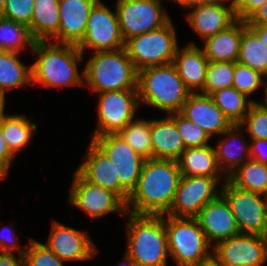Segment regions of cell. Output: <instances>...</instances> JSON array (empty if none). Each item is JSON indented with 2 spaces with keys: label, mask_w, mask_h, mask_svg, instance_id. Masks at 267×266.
<instances>
[{
  "label": "cell",
  "mask_w": 267,
  "mask_h": 266,
  "mask_svg": "<svg viewBox=\"0 0 267 266\" xmlns=\"http://www.w3.org/2000/svg\"><path fill=\"white\" fill-rule=\"evenodd\" d=\"M177 162L183 176H223L218 166L215 149L211 145L186 148Z\"/></svg>",
  "instance_id": "cell-26"
},
{
  "label": "cell",
  "mask_w": 267,
  "mask_h": 266,
  "mask_svg": "<svg viewBox=\"0 0 267 266\" xmlns=\"http://www.w3.org/2000/svg\"><path fill=\"white\" fill-rule=\"evenodd\" d=\"M241 128L239 124L231 125L221 134V136L224 135L225 137L214 148L218 166L224 177H228L240 165L251 159L249 144L242 135L243 133H239ZM236 141L241 143L236 144Z\"/></svg>",
  "instance_id": "cell-24"
},
{
  "label": "cell",
  "mask_w": 267,
  "mask_h": 266,
  "mask_svg": "<svg viewBox=\"0 0 267 266\" xmlns=\"http://www.w3.org/2000/svg\"><path fill=\"white\" fill-rule=\"evenodd\" d=\"M235 62H209L202 94L233 87Z\"/></svg>",
  "instance_id": "cell-35"
},
{
  "label": "cell",
  "mask_w": 267,
  "mask_h": 266,
  "mask_svg": "<svg viewBox=\"0 0 267 266\" xmlns=\"http://www.w3.org/2000/svg\"><path fill=\"white\" fill-rule=\"evenodd\" d=\"M5 101V93L0 92V122L5 116L9 114L4 111Z\"/></svg>",
  "instance_id": "cell-49"
},
{
  "label": "cell",
  "mask_w": 267,
  "mask_h": 266,
  "mask_svg": "<svg viewBox=\"0 0 267 266\" xmlns=\"http://www.w3.org/2000/svg\"><path fill=\"white\" fill-rule=\"evenodd\" d=\"M152 159L178 160L186 149L175 120L168 114L151 120Z\"/></svg>",
  "instance_id": "cell-23"
},
{
  "label": "cell",
  "mask_w": 267,
  "mask_h": 266,
  "mask_svg": "<svg viewBox=\"0 0 267 266\" xmlns=\"http://www.w3.org/2000/svg\"><path fill=\"white\" fill-rule=\"evenodd\" d=\"M59 0H35L33 16L28 26L34 41H49L59 32Z\"/></svg>",
  "instance_id": "cell-27"
},
{
  "label": "cell",
  "mask_w": 267,
  "mask_h": 266,
  "mask_svg": "<svg viewBox=\"0 0 267 266\" xmlns=\"http://www.w3.org/2000/svg\"><path fill=\"white\" fill-rule=\"evenodd\" d=\"M267 139H254L249 144L251 159L267 165Z\"/></svg>",
  "instance_id": "cell-42"
},
{
  "label": "cell",
  "mask_w": 267,
  "mask_h": 266,
  "mask_svg": "<svg viewBox=\"0 0 267 266\" xmlns=\"http://www.w3.org/2000/svg\"><path fill=\"white\" fill-rule=\"evenodd\" d=\"M227 180L235 187L267 196V165L249 159L240 165Z\"/></svg>",
  "instance_id": "cell-30"
},
{
  "label": "cell",
  "mask_w": 267,
  "mask_h": 266,
  "mask_svg": "<svg viewBox=\"0 0 267 266\" xmlns=\"http://www.w3.org/2000/svg\"><path fill=\"white\" fill-rule=\"evenodd\" d=\"M86 180L117 194L127 203L130 193L116 180L115 163L92 141L88 145L83 163L76 169Z\"/></svg>",
  "instance_id": "cell-19"
},
{
  "label": "cell",
  "mask_w": 267,
  "mask_h": 266,
  "mask_svg": "<svg viewBox=\"0 0 267 266\" xmlns=\"http://www.w3.org/2000/svg\"><path fill=\"white\" fill-rule=\"evenodd\" d=\"M180 113L201 127L210 138L221 136L232 125L211 96L200 92L189 94Z\"/></svg>",
  "instance_id": "cell-20"
},
{
  "label": "cell",
  "mask_w": 267,
  "mask_h": 266,
  "mask_svg": "<svg viewBox=\"0 0 267 266\" xmlns=\"http://www.w3.org/2000/svg\"><path fill=\"white\" fill-rule=\"evenodd\" d=\"M118 135L145 159H152L151 120L134 119Z\"/></svg>",
  "instance_id": "cell-33"
},
{
  "label": "cell",
  "mask_w": 267,
  "mask_h": 266,
  "mask_svg": "<svg viewBox=\"0 0 267 266\" xmlns=\"http://www.w3.org/2000/svg\"><path fill=\"white\" fill-rule=\"evenodd\" d=\"M169 115L175 120L186 148L209 145L208 142L211 138L201 127L193 124L192 121L185 118L180 112Z\"/></svg>",
  "instance_id": "cell-37"
},
{
  "label": "cell",
  "mask_w": 267,
  "mask_h": 266,
  "mask_svg": "<svg viewBox=\"0 0 267 266\" xmlns=\"http://www.w3.org/2000/svg\"><path fill=\"white\" fill-rule=\"evenodd\" d=\"M178 47L172 20L157 30L131 37L124 45L128 57L138 71L149 66L173 63Z\"/></svg>",
  "instance_id": "cell-7"
},
{
  "label": "cell",
  "mask_w": 267,
  "mask_h": 266,
  "mask_svg": "<svg viewBox=\"0 0 267 266\" xmlns=\"http://www.w3.org/2000/svg\"><path fill=\"white\" fill-rule=\"evenodd\" d=\"M178 5H180L182 8L187 9V7L193 5L194 3L200 1V0H172Z\"/></svg>",
  "instance_id": "cell-51"
},
{
  "label": "cell",
  "mask_w": 267,
  "mask_h": 266,
  "mask_svg": "<svg viewBox=\"0 0 267 266\" xmlns=\"http://www.w3.org/2000/svg\"><path fill=\"white\" fill-rule=\"evenodd\" d=\"M161 0H117L116 12L124 41L157 30L171 19Z\"/></svg>",
  "instance_id": "cell-9"
},
{
  "label": "cell",
  "mask_w": 267,
  "mask_h": 266,
  "mask_svg": "<svg viewBox=\"0 0 267 266\" xmlns=\"http://www.w3.org/2000/svg\"><path fill=\"white\" fill-rule=\"evenodd\" d=\"M92 242L87 232H82L54 220L49 238L44 245L65 262L93 258L98 253V249Z\"/></svg>",
  "instance_id": "cell-16"
},
{
  "label": "cell",
  "mask_w": 267,
  "mask_h": 266,
  "mask_svg": "<svg viewBox=\"0 0 267 266\" xmlns=\"http://www.w3.org/2000/svg\"><path fill=\"white\" fill-rule=\"evenodd\" d=\"M221 194L230 205L240 233L262 236L267 220V196L241 190L227 177L221 185Z\"/></svg>",
  "instance_id": "cell-8"
},
{
  "label": "cell",
  "mask_w": 267,
  "mask_h": 266,
  "mask_svg": "<svg viewBox=\"0 0 267 266\" xmlns=\"http://www.w3.org/2000/svg\"><path fill=\"white\" fill-rule=\"evenodd\" d=\"M259 37L262 43L267 47V24L266 25H247Z\"/></svg>",
  "instance_id": "cell-47"
},
{
  "label": "cell",
  "mask_w": 267,
  "mask_h": 266,
  "mask_svg": "<svg viewBox=\"0 0 267 266\" xmlns=\"http://www.w3.org/2000/svg\"><path fill=\"white\" fill-rule=\"evenodd\" d=\"M265 77L254 69L235 62L233 87L244 93L248 98L261 86L267 85Z\"/></svg>",
  "instance_id": "cell-36"
},
{
  "label": "cell",
  "mask_w": 267,
  "mask_h": 266,
  "mask_svg": "<svg viewBox=\"0 0 267 266\" xmlns=\"http://www.w3.org/2000/svg\"><path fill=\"white\" fill-rule=\"evenodd\" d=\"M98 0H59V32L54 42L77 45L84 37L92 7Z\"/></svg>",
  "instance_id": "cell-21"
},
{
  "label": "cell",
  "mask_w": 267,
  "mask_h": 266,
  "mask_svg": "<svg viewBox=\"0 0 267 266\" xmlns=\"http://www.w3.org/2000/svg\"><path fill=\"white\" fill-rule=\"evenodd\" d=\"M126 254L139 266H167L168 242L164 215L127 212Z\"/></svg>",
  "instance_id": "cell-3"
},
{
  "label": "cell",
  "mask_w": 267,
  "mask_h": 266,
  "mask_svg": "<svg viewBox=\"0 0 267 266\" xmlns=\"http://www.w3.org/2000/svg\"><path fill=\"white\" fill-rule=\"evenodd\" d=\"M6 0H0V14L2 13L4 7H5Z\"/></svg>",
  "instance_id": "cell-56"
},
{
  "label": "cell",
  "mask_w": 267,
  "mask_h": 266,
  "mask_svg": "<svg viewBox=\"0 0 267 266\" xmlns=\"http://www.w3.org/2000/svg\"><path fill=\"white\" fill-rule=\"evenodd\" d=\"M249 133L250 139H267V112L254 101L239 124ZM247 125V126H246Z\"/></svg>",
  "instance_id": "cell-39"
},
{
  "label": "cell",
  "mask_w": 267,
  "mask_h": 266,
  "mask_svg": "<svg viewBox=\"0 0 267 266\" xmlns=\"http://www.w3.org/2000/svg\"><path fill=\"white\" fill-rule=\"evenodd\" d=\"M187 8L190 9L186 16L190 27L203 40L227 29L237 20L230 5L217 1L200 0Z\"/></svg>",
  "instance_id": "cell-17"
},
{
  "label": "cell",
  "mask_w": 267,
  "mask_h": 266,
  "mask_svg": "<svg viewBox=\"0 0 267 266\" xmlns=\"http://www.w3.org/2000/svg\"><path fill=\"white\" fill-rule=\"evenodd\" d=\"M265 3L267 0H251V14Z\"/></svg>",
  "instance_id": "cell-52"
},
{
  "label": "cell",
  "mask_w": 267,
  "mask_h": 266,
  "mask_svg": "<svg viewBox=\"0 0 267 266\" xmlns=\"http://www.w3.org/2000/svg\"><path fill=\"white\" fill-rule=\"evenodd\" d=\"M190 93L173 63L149 66L138 71L139 103L167 114L178 113Z\"/></svg>",
  "instance_id": "cell-4"
},
{
  "label": "cell",
  "mask_w": 267,
  "mask_h": 266,
  "mask_svg": "<svg viewBox=\"0 0 267 266\" xmlns=\"http://www.w3.org/2000/svg\"><path fill=\"white\" fill-rule=\"evenodd\" d=\"M0 266H25L24 256L12 252H0Z\"/></svg>",
  "instance_id": "cell-45"
},
{
  "label": "cell",
  "mask_w": 267,
  "mask_h": 266,
  "mask_svg": "<svg viewBox=\"0 0 267 266\" xmlns=\"http://www.w3.org/2000/svg\"><path fill=\"white\" fill-rule=\"evenodd\" d=\"M235 15L238 20L245 21L251 15V0H236Z\"/></svg>",
  "instance_id": "cell-46"
},
{
  "label": "cell",
  "mask_w": 267,
  "mask_h": 266,
  "mask_svg": "<svg viewBox=\"0 0 267 266\" xmlns=\"http://www.w3.org/2000/svg\"><path fill=\"white\" fill-rule=\"evenodd\" d=\"M7 227L4 228V230H0V252H12L14 253V251L17 250L18 254L23 255L26 247H22L21 245H19L18 240L19 236L15 233V231H13L12 233H10V235L8 236L6 232V230L9 232L10 228L6 229ZM11 231V230H10Z\"/></svg>",
  "instance_id": "cell-41"
},
{
  "label": "cell",
  "mask_w": 267,
  "mask_h": 266,
  "mask_svg": "<svg viewBox=\"0 0 267 266\" xmlns=\"http://www.w3.org/2000/svg\"><path fill=\"white\" fill-rule=\"evenodd\" d=\"M210 96L232 125L243 121L254 102L234 87L218 90Z\"/></svg>",
  "instance_id": "cell-32"
},
{
  "label": "cell",
  "mask_w": 267,
  "mask_h": 266,
  "mask_svg": "<svg viewBox=\"0 0 267 266\" xmlns=\"http://www.w3.org/2000/svg\"><path fill=\"white\" fill-rule=\"evenodd\" d=\"M217 1L219 3L226 4L227 0H212ZM229 1V0H228ZM232 2L229 4L234 10H236V0H231Z\"/></svg>",
  "instance_id": "cell-54"
},
{
  "label": "cell",
  "mask_w": 267,
  "mask_h": 266,
  "mask_svg": "<svg viewBox=\"0 0 267 266\" xmlns=\"http://www.w3.org/2000/svg\"><path fill=\"white\" fill-rule=\"evenodd\" d=\"M98 123L92 137L118 134L133 121L139 108L138 90H116L98 93Z\"/></svg>",
  "instance_id": "cell-10"
},
{
  "label": "cell",
  "mask_w": 267,
  "mask_h": 266,
  "mask_svg": "<svg viewBox=\"0 0 267 266\" xmlns=\"http://www.w3.org/2000/svg\"><path fill=\"white\" fill-rule=\"evenodd\" d=\"M237 62L267 78V47L245 21Z\"/></svg>",
  "instance_id": "cell-31"
},
{
  "label": "cell",
  "mask_w": 267,
  "mask_h": 266,
  "mask_svg": "<svg viewBox=\"0 0 267 266\" xmlns=\"http://www.w3.org/2000/svg\"><path fill=\"white\" fill-rule=\"evenodd\" d=\"M7 175L0 169V180L5 179Z\"/></svg>",
  "instance_id": "cell-57"
},
{
  "label": "cell",
  "mask_w": 267,
  "mask_h": 266,
  "mask_svg": "<svg viewBox=\"0 0 267 266\" xmlns=\"http://www.w3.org/2000/svg\"><path fill=\"white\" fill-rule=\"evenodd\" d=\"M19 52L0 50V92L32 85L31 66L19 60Z\"/></svg>",
  "instance_id": "cell-28"
},
{
  "label": "cell",
  "mask_w": 267,
  "mask_h": 266,
  "mask_svg": "<svg viewBox=\"0 0 267 266\" xmlns=\"http://www.w3.org/2000/svg\"><path fill=\"white\" fill-rule=\"evenodd\" d=\"M69 202L70 205L85 211L93 221L111 212L127 214L126 203L117 194L89 182L76 169Z\"/></svg>",
  "instance_id": "cell-13"
},
{
  "label": "cell",
  "mask_w": 267,
  "mask_h": 266,
  "mask_svg": "<svg viewBox=\"0 0 267 266\" xmlns=\"http://www.w3.org/2000/svg\"><path fill=\"white\" fill-rule=\"evenodd\" d=\"M180 178L176 160L145 159L137 186L126 203L127 212L166 215L170 211Z\"/></svg>",
  "instance_id": "cell-1"
},
{
  "label": "cell",
  "mask_w": 267,
  "mask_h": 266,
  "mask_svg": "<svg viewBox=\"0 0 267 266\" xmlns=\"http://www.w3.org/2000/svg\"><path fill=\"white\" fill-rule=\"evenodd\" d=\"M117 12L98 0L92 7L83 39L77 44L84 54L85 49L98 52L124 48Z\"/></svg>",
  "instance_id": "cell-12"
},
{
  "label": "cell",
  "mask_w": 267,
  "mask_h": 266,
  "mask_svg": "<svg viewBox=\"0 0 267 266\" xmlns=\"http://www.w3.org/2000/svg\"><path fill=\"white\" fill-rule=\"evenodd\" d=\"M219 179L220 177L181 175L167 215L176 218H196L208 202L221 194V187L217 188Z\"/></svg>",
  "instance_id": "cell-11"
},
{
  "label": "cell",
  "mask_w": 267,
  "mask_h": 266,
  "mask_svg": "<svg viewBox=\"0 0 267 266\" xmlns=\"http://www.w3.org/2000/svg\"><path fill=\"white\" fill-rule=\"evenodd\" d=\"M139 266L133 259H131L126 253L122 262L118 263V266Z\"/></svg>",
  "instance_id": "cell-50"
},
{
  "label": "cell",
  "mask_w": 267,
  "mask_h": 266,
  "mask_svg": "<svg viewBox=\"0 0 267 266\" xmlns=\"http://www.w3.org/2000/svg\"><path fill=\"white\" fill-rule=\"evenodd\" d=\"M84 67V86L92 92L138 90V70L125 48L95 52Z\"/></svg>",
  "instance_id": "cell-5"
},
{
  "label": "cell",
  "mask_w": 267,
  "mask_h": 266,
  "mask_svg": "<svg viewBox=\"0 0 267 266\" xmlns=\"http://www.w3.org/2000/svg\"><path fill=\"white\" fill-rule=\"evenodd\" d=\"M173 64L191 93L203 90L209 61L202 48L193 42L182 49L178 47Z\"/></svg>",
  "instance_id": "cell-22"
},
{
  "label": "cell",
  "mask_w": 267,
  "mask_h": 266,
  "mask_svg": "<svg viewBox=\"0 0 267 266\" xmlns=\"http://www.w3.org/2000/svg\"><path fill=\"white\" fill-rule=\"evenodd\" d=\"M262 237H263V239H264V241H265V243L267 245V220H266V226H265V230H264V232L262 234Z\"/></svg>",
  "instance_id": "cell-55"
},
{
  "label": "cell",
  "mask_w": 267,
  "mask_h": 266,
  "mask_svg": "<svg viewBox=\"0 0 267 266\" xmlns=\"http://www.w3.org/2000/svg\"><path fill=\"white\" fill-rule=\"evenodd\" d=\"M192 266H223L220 261L212 254L208 258L199 261L197 264Z\"/></svg>",
  "instance_id": "cell-48"
},
{
  "label": "cell",
  "mask_w": 267,
  "mask_h": 266,
  "mask_svg": "<svg viewBox=\"0 0 267 266\" xmlns=\"http://www.w3.org/2000/svg\"><path fill=\"white\" fill-rule=\"evenodd\" d=\"M91 141L115 163L116 180L131 194L136 188L145 158L118 134L92 137Z\"/></svg>",
  "instance_id": "cell-14"
},
{
  "label": "cell",
  "mask_w": 267,
  "mask_h": 266,
  "mask_svg": "<svg viewBox=\"0 0 267 266\" xmlns=\"http://www.w3.org/2000/svg\"><path fill=\"white\" fill-rule=\"evenodd\" d=\"M34 4L35 0H6L0 16L28 27L33 16Z\"/></svg>",
  "instance_id": "cell-40"
},
{
  "label": "cell",
  "mask_w": 267,
  "mask_h": 266,
  "mask_svg": "<svg viewBox=\"0 0 267 266\" xmlns=\"http://www.w3.org/2000/svg\"><path fill=\"white\" fill-rule=\"evenodd\" d=\"M264 87H265L264 101L262 103L257 102V104L267 112V85H265Z\"/></svg>",
  "instance_id": "cell-53"
},
{
  "label": "cell",
  "mask_w": 267,
  "mask_h": 266,
  "mask_svg": "<svg viewBox=\"0 0 267 266\" xmlns=\"http://www.w3.org/2000/svg\"><path fill=\"white\" fill-rule=\"evenodd\" d=\"M14 154L10 151L6 141L3 138L0 127V169L8 175L9 168L14 159Z\"/></svg>",
  "instance_id": "cell-43"
},
{
  "label": "cell",
  "mask_w": 267,
  "mask_h": 266,
  "mask_svg": "<svg viewBox=\"0 0 267 266\" xmlns=\"http://www.w3.org/2000/svg\"><path fill=\"white\" fill-rule=\"evenodd\" d=\"M196 219L210 244L215 241L216 245L240 233L230 205L222 194L208 202Z\"/></svg>",
  "instance_id": "cell-18"
},
{
  "label": "cell",
  "mask_w": 267,
  "mask_h": 266,
  "mask_svg": "<svg viewBox=\"0 0 267 266\" xmlns=\"http://www.w3.org/2000/svg\"><path fill=\"white\" fill-rule=\"evenodd\" d=\"M213 255L223 266H263L267 245L262 236L239 233L212 247Z\"/></svg>",
  "instance_id": "cell-15"
},
{
  "label": "cell",
  "mask_w": 267,
  "mask_h": 266,
  "mask_svg": "<svg viewBox=\"0 0 267 266\" xmlns=\"http://www.w3.org/2000/svg\"><path fill=\"white\" fill-rule=\"evenodd\" d=\"M244 21L236 20L227 29L204 39L205 56L209 62H237Z\"/></svg>",
  "instance_id": "cell-25"
},
{
  "label": "cell",
  "mask_w": 267,
  "mask_h": 266,
  "mask_svg": "<svg viewBox=\"0 0 267 266\" xmlns=\"http://www.w3.org/2000/svg\"><path fill=\"white\" fill-rule=\"evenodd\" d=\"M25 266H64L63 262L54 252L49 250L42 242L30 239L23 254Z\"/></svg>",
  "instance_id": "cell-38"
},
{
  "label": "cell",
  "mask_w": 267,
  "mask_h": 266,
  "mask_svg": "<svg viewBox=\"0 0 267 266\" xmlns=\"http://www.w3.org/2000/svg\"><path fill=\"white\" fill-rule=\"evenodd\" d=\"M50 41H34L32 51L36 61L31 65L32 85L49 87L84 86V74L77 63L84 54L77 45Z\"/></svg>",
  "instance_id": "cell-2"
},
{
  "label": "cell",
  "mask_w": 267,
  "mask_h": 266,
  "mask_svg": "<svg viewBox=\"0 0 267 266\" xmlns=\"http://www.w3.org/2000/svg\"><path fill=\"white\" fill-rule=\"evenodd\" d=\"M246 25L267 24V3L255 10L246 20Z\"/></svg>",
  "instance_id": "cell-44"
},
{
  "label": "cell",
  "mask_w": 267,
  "mask_h": 266,
  "mask_svg": "<svg viewBox=\"0 0 267 266\" xmlns=\"http://www.w3.org/2000/svg\"><path fill=\"white\" fill-rule=\"evenodd\" d=\"M33 43L26 25L0 16V50L21 53L26 45L32 49Z\"/></svg>",
  "instance_id": "cell-34"
},
{
  "label": "cell",
  "mask_w": 267,
  "mask_h": 266,
  "mask_svg": "<svg viewBox=\"0 0 267 266\" xmlns=\"http://www.w3.org/2000/svg\"><path fill=\"white\" fill-rule=\"evenodd\" d=\"M26 117L24 114H8L0 122L3 138L15 156L31 143L33 131H37V123H31Z\"/></svg>",
  "instance_id": "cell-29"
},
{
  "label": "cell",
  "mask_w": 267,
  "mask_h": 266,
  "mask_svg": "<svg viewBox=\"0 0 267 266\" xmlns=\"http://www.w3.org/2000/svg\"><path fill=\"white\" fill-rule=\"evenodd\" d=\"M165 227L168 251L178 266H192L213 254L196 218H176L167 215Z\"/></svg>",
  "instance_id": "cell-6"
}]
</instances>
